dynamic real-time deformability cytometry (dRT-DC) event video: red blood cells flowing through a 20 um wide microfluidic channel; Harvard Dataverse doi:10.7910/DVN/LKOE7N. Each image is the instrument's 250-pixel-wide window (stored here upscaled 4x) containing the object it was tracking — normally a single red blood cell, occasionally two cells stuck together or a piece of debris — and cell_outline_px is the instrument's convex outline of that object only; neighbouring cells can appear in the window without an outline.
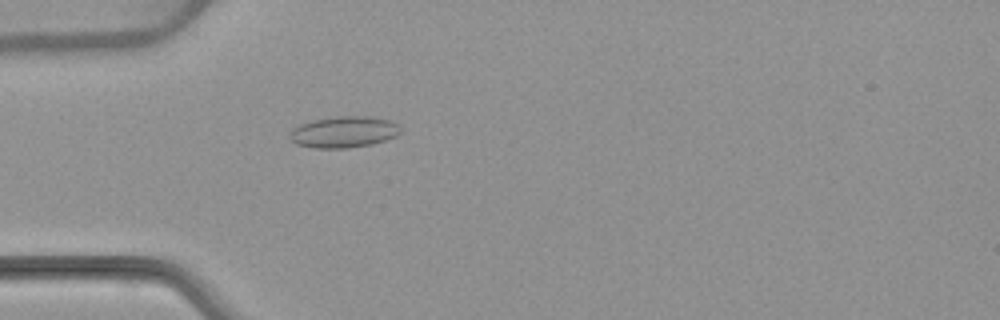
{"species": "common noctule bat (a hibernating species)", "species_latin": "Nyctalus noctula", "temperature_condition": "warm", "stored_images_in_passage": 53, "camera_frame_rate_fps": 3000, "um_per_image_px": 0.085, "animal": {"sex": "female", "body_mass_g": 22.7, "forearm_length_mm": 54.2}, "frame": {"image": 1, "passage_image": 16, "time_ms": 5.0, "image_size_px": [1000, 320], "cell_outline_px": [[400, 132], [396, 136], [372, 144], [348, 148], [316, 148], [296, 144], [288, 136], [292, 128], [300, 124], [312, 120], [336, 116], [368, 116], [392, 120], [400, 124]], "centroid_in_image_um": [29.23, 11.21], "position_along_channel_um": 55.8, "area_um2": 20.4}}
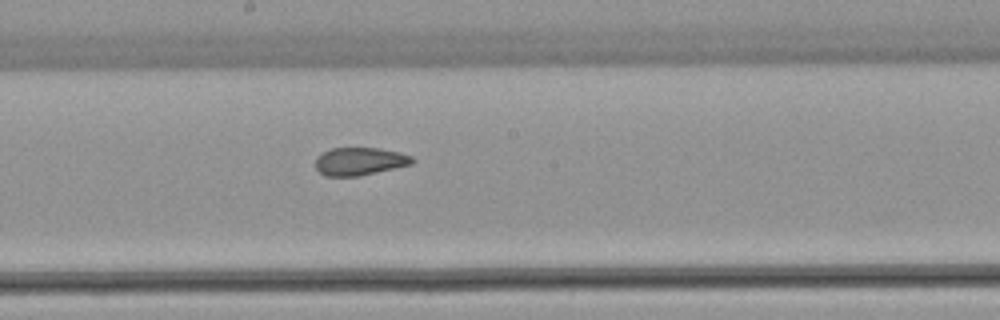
{"frame": {"image": 2, "passage_image": 29, "time_ms": 9.333, "image_size_px": [1000, 320], "cell_outline_px": [[416, 160], [412, 164], [360, 176], [324, 176], [316, 168], [316, 156], [332, 148], [380, 148], [400, 152], [412, 156]], "centroid_in_image_um": [30.6, 13.71], "position_along_channel_um": 217.6, "area_um2": 15.78}}
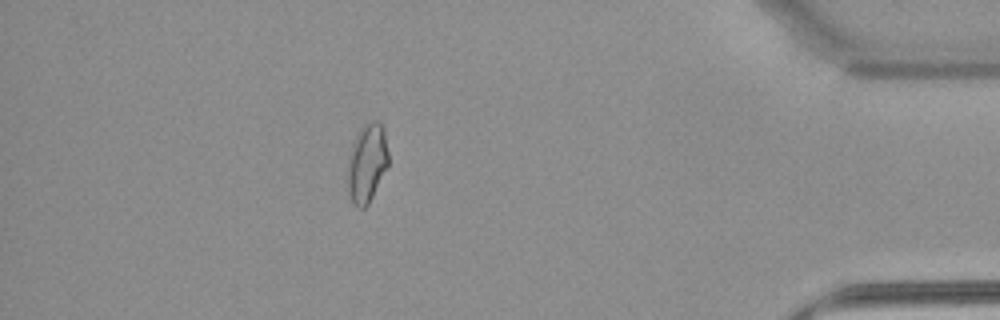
{"frame": {"image": 3, "passage_image": 47, "time_ms": 15.333, "image_size_px": [1000, 320], "cell_outline_px": [[388, 164], [368, 204], [364, 208], [360, 208], [352, 200], [348, 192], [348, 156], [352, 144], [360, 128], [364, 124], [372, 120], [380, 120], [384, 128], [388, 152]], "centroid_in_image_um": [31.2, 13.79], "position_along_channel_um": 404.0, "area_um2": 18.55}, "authors_computed_cell_mechanics": {"area_um2": 17.5712, "velocity_mm_per_s": 3.8606, "shape_relaxation_time_tau1_ms": null, "shape_relaxation_time_tau2_ms": 1.5414, "deformation_change_tau1": null, "deformation_change_tau2": 0.0649}}